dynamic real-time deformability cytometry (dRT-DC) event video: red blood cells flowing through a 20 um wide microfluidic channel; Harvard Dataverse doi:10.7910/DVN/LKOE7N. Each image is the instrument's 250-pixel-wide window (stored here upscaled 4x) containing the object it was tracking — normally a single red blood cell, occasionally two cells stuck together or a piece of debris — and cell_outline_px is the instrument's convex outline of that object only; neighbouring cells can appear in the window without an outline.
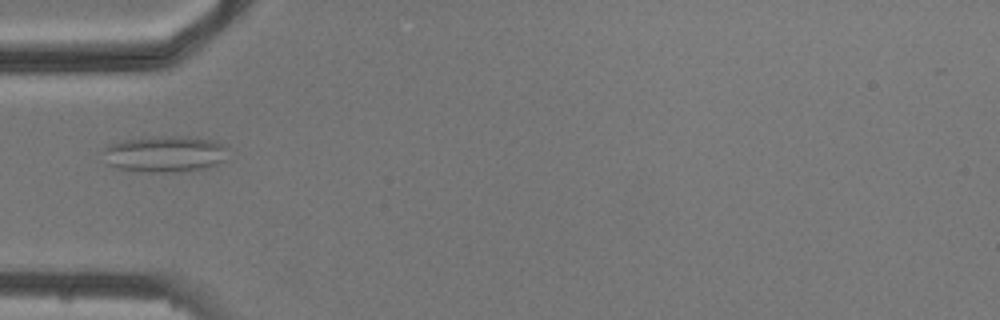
{"species": "common noctule bat (a hibernating species)", "species_latin": "Nyctalus noctula", "temperature_condition": "cold", "stored_images_in_passage": 5, "camera_frame_rate_fps": 3000, "um_per_image_px": 0.085, "animal": {"sex": "male", "body_mass_g": 20.5, "forearm_length_mm": 52.5}, "frame": {"image": 1, "passage_image": 5, "time_ms": 4.667, "image_size_px": [1000, 320], "cell_outline_px": [[228, 160], [208, 168], [164, 172], [148, 172], [120, 168], [108, 164], [104, 152], [104, 144], [120, 140], [160, 136], [188, 136], [212, 140], [224, 144]], "centroid_in_image_um": [14.03, 13.07], "position_along_channel_um": 71.0, "area_um2": 26.53}}